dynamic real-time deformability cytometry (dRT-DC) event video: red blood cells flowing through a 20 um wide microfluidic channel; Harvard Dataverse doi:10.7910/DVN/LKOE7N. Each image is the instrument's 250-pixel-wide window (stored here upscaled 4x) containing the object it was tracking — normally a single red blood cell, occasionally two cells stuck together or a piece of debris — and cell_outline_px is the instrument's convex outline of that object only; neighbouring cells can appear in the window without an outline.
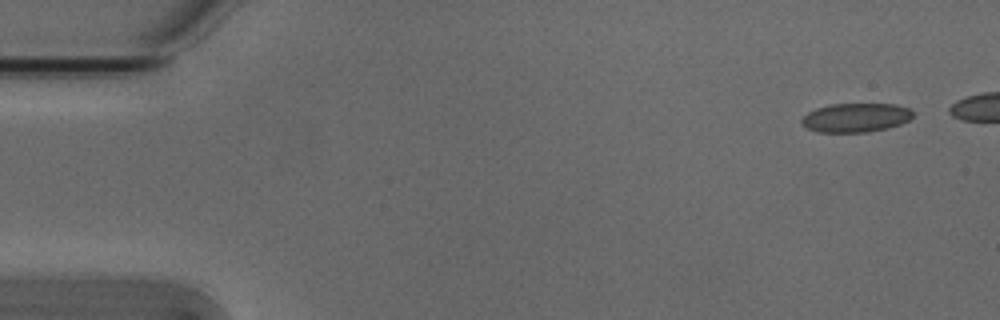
{"species": "Egyptian fruit bat (a non-hibernating species)", "species_latin": "Rousettus aegyptiacus", "temperature_condition": "cold", "stored_images_in_passage": 44, "camera_frame_rate_fps": 3000, "um_per_image_px": 0.085, "animal": {"sex": "male"}, "frame": {"image": 1, "passage_image": 1, "time_ms": 0.0, "image_size_px": [1000, 320], "cell_outline_px": [[912, 116], [908, 120], [900, 124], [888, 128], [868, 132], [816, 132], [800, 124], [800, 120], [808, 112], [816, 108], [828, 104], [896, 104], [912, 108]], "centroid_in_image_um": [72.73, 9.99], "position_along_channel_um": 12.3, "area_um2": 18.96}}
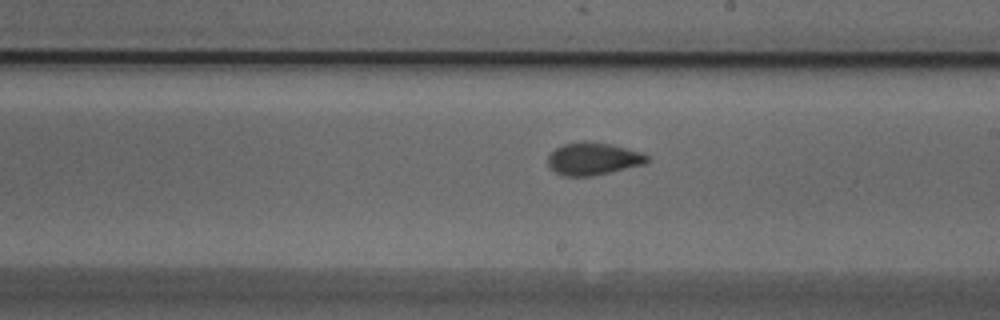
{"frame": {"image": 2, "passage_image": 28, "time_ms": 9.0, "image_size_px": [1000, 320], "cell_outline_px": [[648, 160], [644, 164], [592, 176], [564, 176], [556, 172], [548, 164], [548, 156], [556, 148], [564, 144], [580, 140], [588, 140], [608, 144], [640, 152], [648, 156]], "centroid_in_image_um": [50.38, 13.48], "position_along_channel_um": 238.6, "area_um2": 18.55}}
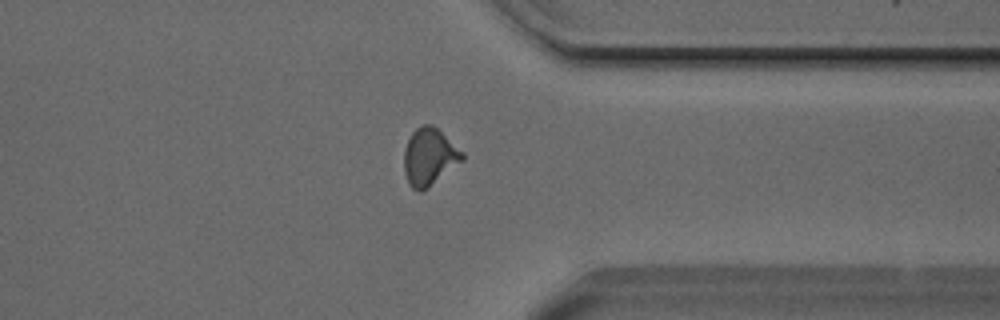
{"frame": {"image": 3, "passage_image": 39, "time_ms": 12.667, "image_size_px": [1000, 320], "cell_outline_px": [[464, 160], [420, 192], [412, 188], [408, 184], [404, 172], [404, 148], [412, 132], [420, 124], [432, 124], [464, 152]], "centroid_in_image_um": [36.48, 13.31], "position_along_channel_um": 374.9, "area_um2": 19.31}}